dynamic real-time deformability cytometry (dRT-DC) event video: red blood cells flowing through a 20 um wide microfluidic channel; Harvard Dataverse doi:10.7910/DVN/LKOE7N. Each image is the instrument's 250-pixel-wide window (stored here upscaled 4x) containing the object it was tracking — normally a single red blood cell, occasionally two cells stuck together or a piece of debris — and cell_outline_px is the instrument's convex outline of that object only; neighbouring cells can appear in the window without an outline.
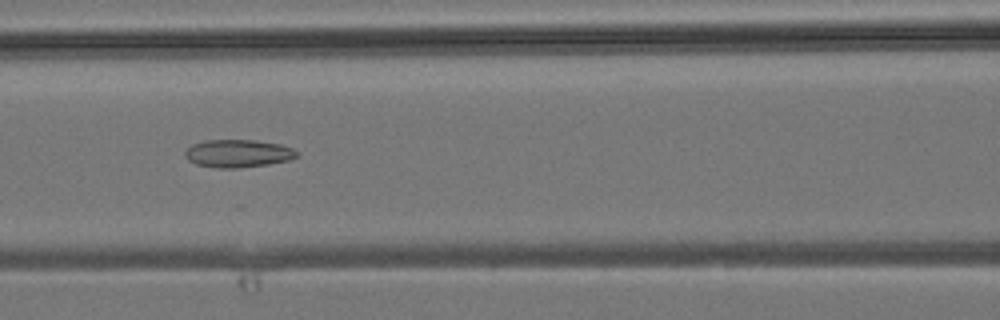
{"species": "common noctule bat (a hibernating species)", "species_latin": "Nyctalus noctula", "temperature_condition": "room temperature", "stored_images_in_passage": 45, "camera_frame_rate_fps": 3000, "um_per_image_px": 0.085, "animal": {"sex": "male", "body_mass_g": 19.2, "forearm_length_mm": 51.8}, "frame": {"image": 1, "passage_image": 19, "time_ms": 6.0, "image_size_px": [1000, 320], "cell_outline_px": [[300, 156], [288, 160], [268, 164], [236, 168], [220, 168], [196, 164], [188, 160], [184, 156], [184, 152], [192, 144], [204, 140], [256, 140], [280, 144], [292, 148], [300, 152]], "centroid_in_image_um": [20.25, 13.03], "position_along_channel_um": 146.4, "area_um2": 18.21}}
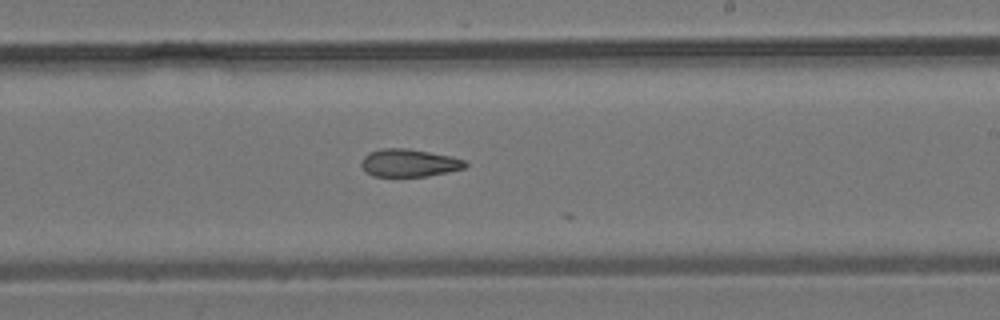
{"frame": {"image": 2, "passage_image": 26, "time_ms": 8.333, "image_size_px": [1000, 320], "cell_outline_px": [[468, 164], [464, 168], [428, 176], [372, 176], [360, 164], [364, 156], [368, 152], [380, 148], [408, 148], [452, 156], [464, 160]], "centroid_in_image_um": [34.76, 13.83], "position_along_channel_um": 254.2, "area_um2": 16.76}}
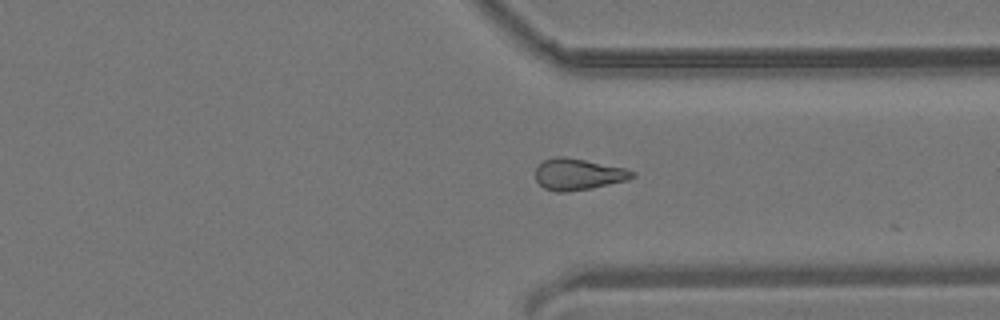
{"frame": {"image": 3, "passage_image": 33, "time_ms": 10.667, "image_size_px": [1000, 320], "cell_outline_px": [[636, 176], [628, 180], [592, 188], [564, 192], [556, 192], [544, 188], [536, 180], [536, 168], [544, 160], [556, 156], [564, 156], [624, 168], [636, 172]], "centroid_in_image_um": [49.15, 14.82], "position_along_channel_um": 362.2, "area_um2": 17.63}}